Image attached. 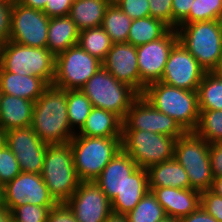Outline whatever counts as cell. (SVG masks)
Wrapping results in <instances>:
<instances>
[{
	"label": "cell",
	"mask_w": 222,
	"mask_h": 222,
	"mask_svg": "<svg viewBox=\"0 0 222 222\" xmlns=\"http://www.w3.org/2000/svg\"><path fill=\"white\" fill-rule=\"evenodd\" d=\"M31 127L46 144H66L76 132L68 121L67 90L48 85L35 101Z\"/></svg>",
	"instance_id": "6da1fadb"
},
{
	"label": "cell",
	"mask_w": 222,
	"mask_h": 222,
	"mask_svg": "<svg viewBox=\"0 0 222 222\" xmlns=\"http://www.w3.org/2000/svg\"><path fill=\"white\" fill-rule=\"evenodd\" d=\"M142 96L158 111L173 118L185 132H194L199 122L197 90H185L160 81L146 86Z\"/></svg>",
	"instance_id": "7a4b0ae2"
},
{
	"label": "cell",
	"mask_w": 222,
	"mask_h": 222,
	"mask_svg": "<svg viewBox=\"0 0 222 222\" xmlns=\"http://www.w3.org/2000/svg\"><path fill=\"white\" fill-rule=\"evenodd\" d=\"M69 143L80 181H95L122 149V137H87L75 134Z\"/></svg>",
	"instance_id": "3957f363"
},
{
	"label": "cell",
	"mask_w": 222,
	"mask_h": 222,
	"mask_svg": "<svg viewBox=\"0 0 222 222\" xmlns=\"http://www.w3.org/2000/svg\"><path fill=\"white\" fill-rule=\"evenodd\" d=\"M41 177L57 203H65L77 190V176L70 143L48 145Z\"/></svg>",
	"instance_id": "277c9868"
},
{
	"label": "cell",
	"mask_w": 222,
	"mask_h": 222,
	"mask_svg": "<svg viewBox=\"0 0 222 222\" xmlns=\"http://www.w3.org/2000/svg\"><path fill=\"white\" fill-rule=\"evenodd\" d=\"M56 57L47 49L30 47L10 40L0 45V66L20 75H35L52 85Z\"/></svg>",
	"instance_id": "5b68a950"
},
{
	"label": "cell",
	"mask_w": 222,
	"mask_h": 222,
	"mask_svg": "<svg viewBox=\"0 0 222 222\" xmlns=\"http://www.w3.org/2000/svg\"><path fill=\"white\" fill-rule=\"evenodd\" d=\"M178 41L206 72H213L222 54V31L218 20L180 24Z\"/></svg>",
	"instance_id": "8992f818"
},
{
	"label": "cell",
	"mask_w": 222,
	"mask_h": 222,
	"mask_svg": "<svg viewBox=\"0 0 222 222\" xmlns=\"http://www.w3.org/2000/svg\"><path fill=\"white\" fill-rule=\"evenodd\" d=\"M93 107L116 114L122 121L139 94L129 85L118 81L101 67L80 89Z\"/></svg>",
	"instance_id": "52a82bcc"
},
{
	"label": "cell",
	"mask_w": 222,
	"mask_h": 222,
	"mask_svg": "<svg viewBox=\"0 0 222 222\" xmlns=\"http://www.w3.org/2000/svg\"><path fill=\"white\" fill-rule=\"evenodd\" d=\"M209 149L210 144L195 132H185L175 141L174 158L185 169L191 189L200 193L212 186Z\"/></svg>",
	"instance_id": "ba28073f"
},
{
	"label": "cell",
	"mask_w": 222,
	"mask_h": 222,
	"mask_svg": "<svg viewBox=\"0 0 222 222\" xmlns=\"http://www.w3.org/2000/svg\"><path fill=\"white\" fill-rule=\"evenodd\" d=\"M176 139L144 130H122V149L138 167L148 169L174 158Z\"/></svg>",
	"instance_id": "9c48e42d"
},
{
	"label": "cell",
	"mask_w": 222,
	"mask_h": 222,
	"mask_svg": "<svg viewBox=\"0 0 222 222\" xmlns=\"http://www.w3.org/2000/svg\"><path fill=\"white\" fill-rule=\"evenodd\" d=\"M102 67V62L78 44L56 56L53 85L65 90H80Z\"/></svg>",
	"instance_id": "30bf717a"
},
{
	"label": "cell",
	"mask_w": 222,
	"mask_h": 222,
	"mask_svg": "<svg viewBox=\"0 0 222 222\" xmlns=\"http://www.w3.org/2000/svg\"><path fill=\"white\" fill-rule=\"evenodd\" d=\"M50 18L38 9L13 2L9 40L30 47L46 48Z\"/></svg>",
	"instance_id": "8fae6325"
},
{
	"label": "cell",
	"mask_w": 222,
	"mask_h": 222,
	"mask_svg": "<svg viewBox=\"0 0 222 222\" xmlns=\"http://www.w3.org/2000/svg\"><path fill=\"white\" fill-rule=\"evenodd\" d=\"M177 41V30L169 29L161 38L137 46L140 95L147 85L161 80L169 53Z\"/></svg>",
	"instance_id": "7c38bea8"
},
{
	"label": "cell",
	"mask_w": 222,
	"mask_h": 222,
	"mask_svg": "<svg viewBox=\"0 0 222 222\" xmlns=\"http://www.w3.org/2000/svg\"><path fill=\"white\" fill-rule=\"evenodd\" d=\"M122 123L123 130L150 131L175 139L185 133L173 118L158 111L142 95H139L131 104Z\"/></svg>",
	"instance_id": "4fadbf2b"
},
{
	"label": "cell",
	"mask_w": 222,
	"mask_h": 222,
	"mask_svg": "<svg viewBox=\"0 0 222 222\" xmlns=\"http://www.w3.org/2000/svg\"><path fill=\"white\" fill-rule=\"evenodd\" d=\"M205 72L194 56L177 41L169 53L160 82L185 90H198Z\"/></svg>",
	"instance_id": "5bb4252c"
},
{
	"label": "cell",
	"mask_w": 222,
	"mask_h": 222,
	"mask_svg": "<svg viewBox=\"0 0 222 222\" xmlns=\"http://www.w3.org/2000/svg\"><path fill=\"white\" fill-rule=\"evenodd\" d=\"M65 203L78 222H105L112 214L111 201L95 181H81Z\"/></svg>",
	"instance_id": "9a60e30c"
},
{
	"label": "cell",
	"mask_w": 222,
	"mask_h": 222,
	"mask_svg": "<svg viewBox=\"0 0 222 222\" xmlns=\"http://www.w3.org/2000/svg\"><path fill=\"white\" fill-rule=\"evenodd\" d=\"M5 203L9 211L24 204L37 206H55L57 204L50 195L41 174L26 172H21L5 185Z\"/></svg>",
	"instance_id": "2e32d148"
},
{
	"label": "cell",
	"mask_w": 222,
	"mask_h": 222,
	"mask_svg": "<svg viewBox=\"0 0 222 222\" xmlns=\"http://www.w3.org/2000/svg\"><path fill=\"white\" fill-rule=\"evenodd\" d=\"M102 67L118 81L129 85L140 95V71L137 47L130 43H114L102 62Z\"/></svg>",
	"instance_id": "e0dca14e"
},
{
	"label": "cell",
	"mask_w": 222,
	"mask_h": 222,
	"mask_svg": "<svg viewBox=\"0 0 222 222\" xmlns=\"http://www.w3.org/2000/svg\"><path fill=\"white\" fill-rule=\"evenodd\" d=\"M164 208L167 217L181 219L194 212L201 202V193L194 189L149 187Z\"/></svg>",
	"instance_id": "ac0fdd59"
},
{
	"label": "cell",
	"mask_w": 222,
	"mask_h": 222,
	"mask_svg": "<svg viewBox=\"0 0 222 222\" xmlns=\"http://www.w3.org/2000/svg\"><path fill=\"white\" fill-rule=\"evenodd\" d=\"M139 167L134 160L121 149L105 166L95 182L112 201L126 187V181Z\"/></svg>",
	"instance_id": "d6986e66"
},
{
	"label": "cell",
	"mask_w": 222,
	"mask_h": 222,
	"mask_svg": "<svg viewBox=\"0 0 222 222\" xmlns=\"http://www.w3.org/2000/svg\"><path fill=\"white\" fill-rule=\"evenodd\" d=\"M47 86L48 84L38 76L15 74L0 66V90L2 94L35 102Z\"/></svg>",
	"instance_id": "ffe728a7"
},
{
	"label": "cell",
	"mask_w": 222,
	"mask_h": 222,
	"mask_svg": "<svg viewBox=\"0 0 222 222\" xmlns=\"http://www.w3.org/2000/svg\"><path fill=\"white\" fill-rule=\"evenodd\" d=\"M149 191L147 169L138 168L126 181V187L111 201L112 213L127 215Z\"/></svg>",
	"instance_id": "44dd1931"
},
{
	"label": "cell",
	"mask_w": 222,
	"mask_h": 222,
	"mask_svg": "<svg viewBox=\"0 0 222 222\" xmlns=\"http://www.w3.org/2000/svg\"><path fill=\"white\" fill-rule=\"evenodd\" d=\"M34 103L25 98L2 94L0 127L3 131L31 126Z\"/></svg>",
	"instance_id": "7402d4cb"
},
{
	"label": "cell",
	"mask_w": 222,
	"mask_h": 222,
	"mask_svg": "<svg viewBox=\"0 0 222 222\" xmlns=\"http://www.w3.org/2000/svg\"><path fill=\"white\" fill-rule=\"evenodd\" d=\"M122 120L114 113L92 107L87 120L76 132L87 137H122Z\"/></svg>",
	"instance_id": "603a6c76"
},
{
	"label": "cell",
	"mask_w": 222,
	"mask_h": 222,
	"mask_svg": "<svg viewBox=\"0 0 222 222\" xmlns=\"http://www.w3.org/2000/svg\"><path fill=\"white\" fill-rule=\"evenodd\" d=\"M147 172L149 187L191 189L185 169L175 158L150 166Z\"/></svg>",
	"instance_id": "cb8c5ba5"
},
{
	"label": "cell",
	"mask_w": 222,
	"mask_h": 222,
	"mask_svg": "<svg viewBox=\"0 0 222 222\" xmlns=\"http://www.w3.org/2000/svg\"><path fill=\"white\" fill-rule=\"evenodd\" d=\"M46 48L56 57L78 43L79 31L67 16L50 18Z\"/></svg>",
	"instance_id": "d4e9b609"
},
{
	"label": "cell",
	"mask_w": 222,
	"mask_h": 222,
	"mask_svg": "<svg viewBox=\"0 0 222 222\" xmlns=\"http://www.w3.org/2000/svg\"><path fill=\"white\" fill-rule=\"evenodd\" d=\"M108 6L107 0H73L68 16L81 32L100 27Z\"/></svg>",
	"instance_id": "484cf974"
},
{
	"label": "cell",
	"mask_w": 222,
	"mask_h": 222,
	"mask_svg": "<svg viewBox=\"0 0 222 222\" xmlns=\"http://www.w3.org/2000/svg\"><path fill=\"white\" fill-rule=\"evenodd\" d=\"M169 29L162 21L150 16L134 19L131 23L127 43L136 47L147 44L161 38Z\"/></svg>",
	"instance_id": "4316f807"
},
{
	"label": "cell",
	"mask_w": 222,
	"mask_h": 222,
	"mask_svg": "<svg viewBox=\"0 0 222 222\" xmlns=\"http://www.w3.org/2000/svg\"><path fill=\"white\" fill-rule=\"evenodd\" d=\"M199 110H222V78L205 72L198 86Z\"/></svg>",
	"instance_id": "83f0119b"
},
{
	"label": "cell",
	"mask_w": 222,
	"mask_h": 222,
	"mask_svg": "<svg viewBox=\"0 0 222 222\" xmlns=\"http://www.w3.org/2000/svg\"><path fill=\"white\" fill-rule=\"evenodd\" d=\"M131 23L132 20L117 5L109 4L101 27L109 35L113 44L127 43Z\"/></svg>",
	"instance_id": "f1b7e54d"
},
{
	"label": "cell",
	"mask_w": 222,
	"mask_h": 222,
	"mask_svg": "<svg viewBox=\"0 0 222 222\" xmlns=\"http://www.w3.org/2000/svg\"><path fill=\"white\" fill-rule=\"evenodd\" d=\"M5 144L12 152L46 151L48 146L37 136L31 126L6 131Z\"/></svg>",
	"instance_id": "f546056e"
},
{
	"label": "cell",
	"mask_w": 222,
	"mask_h": 222,
	"mask_svg": "<svg viewBox=\"0 0 222 222\" xmlns=\"http://www.w3.org/2000/svg\"><path fill=\"white\" fill-rule=\"evenodd\" d=\"M77 44L90 55L103 62L113 43L109 35L100 26L79 32Z\"/></svg>",
	"instance_id": "4dcf8cb0"
},
{
	"label": "cell",
	"mask_w": 222,
	"mask_h": 222,
	"mask_svg": "<svg viewBox=\"0 0 222 222\" xmlns=\"http://www.w3.org/2000/svg\"><path fill=\"white\" fill-rule=\"evenodd\" d=\"M125 216L128 222H160L167 217L164 208L150 190Z\"/></svg>",
	"instance_id": "1f68e13d"
},
{
	"label": "cell",
	"mask_w": 222,
	"mask_h": 222,
	"mask_svg": "<svg viewBox=\"0 0 222 222\" xmlns=\"http://www.w3.org/2000/svg\"><path fill=\"white\" fill-rule=\"evenodd\" d=\"M92 107L90 100L81 90H67L68 121L75 132L83 126Z\"/></svg>",
	"instance_id": "d6a6232c"
},
{
	"label": "cell",
	"mask_w": 222,
	"mask_h": 222,
	"mask_svg": "<svg viewBox=\"0 0 222 222\" xmlns=\"http://www.w3.org/2000/svg\"><path fill=\"white\" fill-rule=\"evenodd\" d=\"M195 133L209 144L222 142V110H199Z\"/></svg>",
	"instance_id": "836d02e7"
},
{
	"label": "cell",
	"mask_w": 222,
	"mask_h": 222,
	"mask_svg": "<svg viewBox=\"0 0 222 222\" xmlns=\"http://www.w3.org/2000/svg\"><path fill=\"white\" fill-rule=\"evenodd\" d=\"M222 12V0H194L189 16L181 24L218 20Z\"/></svg>",
	"instance_id": "e575fe53"
},
{
	"label": "cell",
	"mask_w": 222,
	"mask_h": 222,
	"mask_svg": "<svg viewBox=\"0 0 222 222\" xmlns=\"http://www.w3.org/2000/svg\"><path fill=\"white\" fill-rule=\"evenodd\" d=\"M21 5L42 10L49 18L67 16L73 0H18Z\"/></svg>",
	"instance_id": "d590c367"
},
{
	"label": "cell",
	"mask_w": 222,
	"mask_h": 222,
	"mask_svg": "<svg viewBox=\"0 0 222 222\" xmlns=\"http://www.w3.org/2000/svg\"><path fill=\"white\" fill-rule=\"evenodd\" d=\"M54 206L24 204L14 207L10 212L13 222H46L49 210Z\"/></svg>",
	"instance_id": "8d00e7d4"
},
{
	"label": "cell",
	"mask_w": 222,
	"mask_h": 222,
	"mask_svg": "<svg viewBox=\"0 0 222 222\" xmlns=\"http://www.w3.org/2000/svg\"><path fill=\"white\" fill-rule=\"evenodd\" d=\"M20 173L21 169L14 153L4 143L0 147V184L6 185Z\"/></svg>",
	"instance_id": "74e56055"
},
{
	"label": "cell",
	"mask_w": 222,
	"mask_h": 222,
	"mask_svg": "<svg viewBox=\"0 0 222 222\" xmlns=\"http://www.w3.org/2000/svg\"><path fill=\"white\" fill-rule=\"evenodd\" d=\"M46 151L13 152L21 172L41 174Z\"/></svg>",
	"instance_id": "f35d334b"
},
{
	"label": "cell",
	"mask_w": 222,
	"mask_h": 222,
	"mask_svg": "<svg viewBox=\"0 0 222 222\" xmlns=\"http://www.w3.org/2000/svg\"><path fill=\"white\" fill-rule=\"evenodd\" d=\"M117 6L131 19H140L150 16L148 0H122Z\"/></svg>",
	"instance_id": "ab89813d"
},
{
	"label": "cell",
	"mask_w": 222,
	"mask_h": 222,
	"mask_svg": "<svg viewBox=\"0 0 222 222\" xmlns=\"http://www.w3.org/2000/svg\"><path fill=\"white\" fill-rule=\"evenodd\" d=\"M150 17L158 19L172 29V0H148Z\"/></svg>",
	"instance_id": "60d3db41"
},
{
	"label": "cell",
	"mask_w": 222,
	"mask_h": 222,
	"mask_svg": "<svg viewBox=\"0 0 222 222\" xmlns=\"http://www.w3.org/2000/svg\"><path fill=\"white\" fill-rule=\"evenodd\" d=\"M200 205L218 222H222V196L216 195L210 189L203 191Z\"/></svg>",
	"instance_id": "b9f144b4"
},
{
	"label": "cell",
	"mask_w": 222,
	"mask_h": 222,
	"mask_svg": "<svg viewBox=\"0 0 222 222\" xmlns=\"http://www.w3.org/2000/svg\"><path fill=\"white\" fill-rule=\"evenodd\" d=\"M194 0H172V29L177 27L189 16Z\"/></svg>",
	"instance_id": "7bdbcfd3"
},
{
	"label": "cell",
	"mask_w": 222,
	"mask_h": 222,
	"mask_svg": "<svg viewBox=\"0 0 222 222\" xmlns=\"http://www.w3.org/2000/svg\"><path fill=\"white\" fill-rule=\"evenodd\" d=\"M12 2L0 0V45L9 40Z\"/></svg>",
	"instance_id": "ee69618b"
},
{
	"label": "cell",
	"mask_w": 222,
	"mask_h": 222,
	"mask_svg": "<svg viewBox=\"0 0 222 222\" xmlns=\"http://www.w3.org/2000/svg\"><path fill=\"white\" fill-rule=\"evenodd\" d=\"M46 222H78L66 203H57L49 210Z\"/></svg>",
	"instance_id": "f6af8a7d"
},
{
	"label": "cell",
	"mask_w": 222,
	"mask_h": 222,
	"mask_svg": "<svg viewBox=\"0 0 222 222\" xmlns=\"http://www.w3.org/2000/svg\"><path fill=\"white\" fill-rule=\"evenodd\" d=\"M209 155L213 177H222V142L210 144Z\"/></svg>",
	"instance_id": "bcb514c9"
},
{
	"label": "cell",
	"mask_w": 222,
	"mask_h": 222,
	"mask_svg": "<svg viewBox=\"0 0 222 222\" xmlns=\"http://www.w3.org/2000/svg\"><path fill=\"white\" fill-rule=\"evenodd\" d=\"M180 222H218L200 205L194 212L180 219Z\"/></svg>",
	"instance_id": "7dc6e473"
},
{
	"label": "cell",
	"mask_w": 222,
	"mask_h": 222,
	"mask_svg": "<svg viewBox=\"0 0 222 222\" xmlns=\"http://www.w3.org/2000/svg\"><path fill=\"white\" fill-rule=\"evenodd\" d=\"M210 190L216 195L222 196V177H213Z\"/></svg>",
	"instance_id": "c3c4849f"
},
{
	"label": "cell",
	"mask_w": 222,
	"mask_h": 222,
	"mask_svg": "<svg viewBox=\"0 0 222 222\" xmlns=\"http://www.w3.org/2000/svg\"><path fill=\"white\" fill-rule=\"evenodd\" d=\"M105 222H128L126 216L112 213Z\"/></svg>",
	"instance_id": "681fc988"
},
{
	"label": "cell",
	"mask_w": 222,
	"mask_h": 222,
	"mask_svg": "<svg viewBox=\"0 0 222 222\" xmlns=\"http://www.w3.org/2000/svg\"><path fill=\"white\" fill-rule=\"evenodd\" d=\"M11 212L6 208L0 210V222H12Z\"/></svg>",
	"instance_id": "f907efd6"
},
{
	"label": "cell",
	"mask_w": 222,
	"mask_h": 222,
	"mask_svg": "<svg viewBox=\"0 0 222 222\" xmlns=\"http://www.w3.org/2000/svg\"><path fill=\"white\" fill-rule=\"evenodd\" d=\"M6 209L5 185L0 184V210Z\"/></svg>",
	"instance_id": "816d5d0a"
},
{
	"label": "cell",
	"mask_w": 222,
	"mask_h": 222,
	"mask_svg": "<svg viewBox=\"0 0 222 222\" xmlns=\"http://www.w3.org/2000/svg\"><path fill=\"white\" fill-rule=\"evenodd\" d=\"M213 72L222 78V54L220 56L219 62L217 64V67L213 70Z\"/></svg>",
	"instance_id": "f5cc1de1"
},
{
	"label": "cell",
	"mask_w": 222,
	"mask_h": 222,
	"mask_svg": "<svg viewBox=\"0 0 222 222\" xmlns=\"http://www.w3.org/2000/svg\"><path fill=\"white\" fill-rule=\"evenodd\" d=\"M5 143V132L0 127V147Z\"/></svg>",
	"instance_id": "db71d44e"
},
{
	"label": "cell",
	"mask_w": 222,
	"mask_h": 222,
	"mask_svg": "<svg viewBox=\"0 0 222 222\" xmlns=\"http://www.w3.org/2000/svg\"><path fill=\"white\" fill-rule=\"evenodd\" d=\"M160 222H180V219H176V218H171V217H166L165 219H163Z\"/></svg>",
	"instance_id": "11a10c76"
},
{
	"label": "cell",
	"mask_w": 222,
	"mask_h": 222,
	"mask_svg": "<svg viewBox=\"0 0 222 222\" xmlns=\"http://www.w3.org/2000/svg\"><path fill=\"white\" fill-rule=\"evenodd\" d=\"M122 0H107V2L111 5H117L119 2H121Z\"/></svg>",
	"instance_id": "9f6ffc18"
},
{
	"label": "cell",
	"mask_w": 222,
	"mask_h": 222,
	"mask_svg": "<svg viewBox=\"0 0 222 222\" xmlns=\"http://www.w3.org/2000/svg\"><path fill=\"white\" fill-rule=\"evenodd\" d=\"M218 23H219L220 29H221V31H222V12H221L220 15H219Z\"/></svg>",
	"instance_id": "6f0895ef"
},
{
	"label": "cell",
	"mask_w": 222,
	"mask_h": 222,
	"mask_svg": "<svg viewBox=\"0 0 222 222\" xmlns=\"http://www.w3.org/2000/svg\"><path fill=\"white\" fill-rule=\"evenodd\" d=\"M6 1H9V2H16V1H18V0H6Z\"/></svg>",
	"instance_id": "680465c9"
},
{
	"label": "cell",
	"mask_w": 222,
	"mask_h": 222,
	"mask_svg": "<svg viewBox=\"0 0 222 222\" xmlns=\"http://www.w3.org/2000/svg\"><path fill=\"white\" fill-rule=\"evenodd\" d=\"M1 97H2V92H1V90H0V101H1Z\"/></svg>",
	"instance_id": "91938a15"
}]
</instances>
